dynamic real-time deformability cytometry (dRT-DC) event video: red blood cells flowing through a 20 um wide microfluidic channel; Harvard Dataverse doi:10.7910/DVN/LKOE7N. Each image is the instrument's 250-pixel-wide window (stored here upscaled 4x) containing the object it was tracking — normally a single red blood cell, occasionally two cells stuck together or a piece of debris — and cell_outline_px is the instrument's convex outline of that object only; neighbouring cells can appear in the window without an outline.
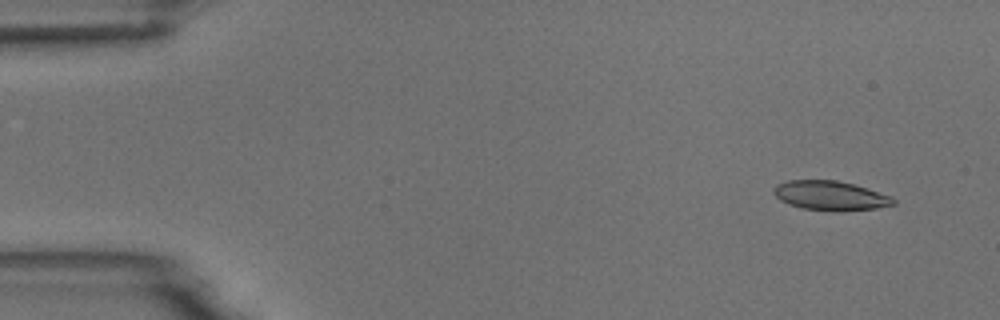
{"species": "common noctule bat (a hibernating species)", "species_latin": "Nyctalus noctula", "temperature_condition": "room temperature", "stored_images_in_passage": 7, "camera_frame_rate_fps": 3000, "um_per_image_px": 0.085, "animal": {"sex": "male", "body_mass_g": 18.8}, "frame": {"image": 1, "passage_image": 1, "time_ms": 0.0, "image_size_px": [1000, 320], "cell_outline_px": [[896, 204], [876, 208], [840, 212], [832, 212], [804, 208], [788, 204], [780, 200], [772, 192], [772, 188], [776, 184], [788, 180], [836, 180], [868, 188], [892, 196], [896, 200]], "centroid_in_image_um": [70.58, 16.63], "position_along_channel_um": 14.4, "area_um2": 20.81}}
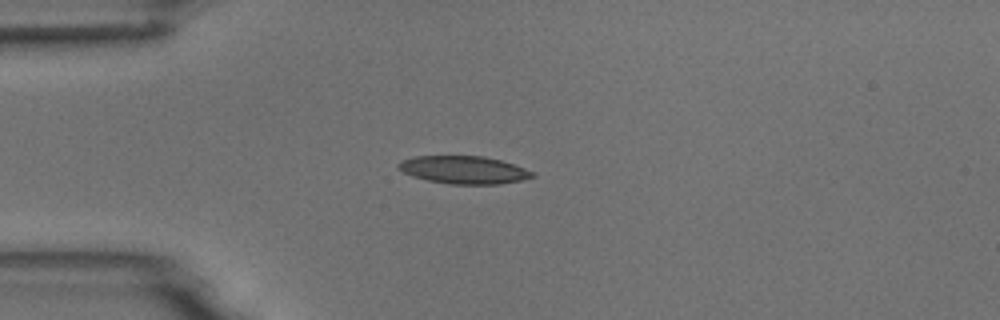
{"frame": {"image": 2, "passage_image": 4, "time_ms": 3.333, "image_size_px": [1000, 320], "cell_outline_px": [[536, 176], [520, 180], [500, 184], [448, 184], [428, 180], [412, 176], [396, 168], [396, 164], [400, 160], [416, 156], [484, 156], [500, 160], [536, 172]], "centroid_in_image_um": [39.4, 14.44], "position_along_channel_um": 45.6, "area_um2": 21.73}}